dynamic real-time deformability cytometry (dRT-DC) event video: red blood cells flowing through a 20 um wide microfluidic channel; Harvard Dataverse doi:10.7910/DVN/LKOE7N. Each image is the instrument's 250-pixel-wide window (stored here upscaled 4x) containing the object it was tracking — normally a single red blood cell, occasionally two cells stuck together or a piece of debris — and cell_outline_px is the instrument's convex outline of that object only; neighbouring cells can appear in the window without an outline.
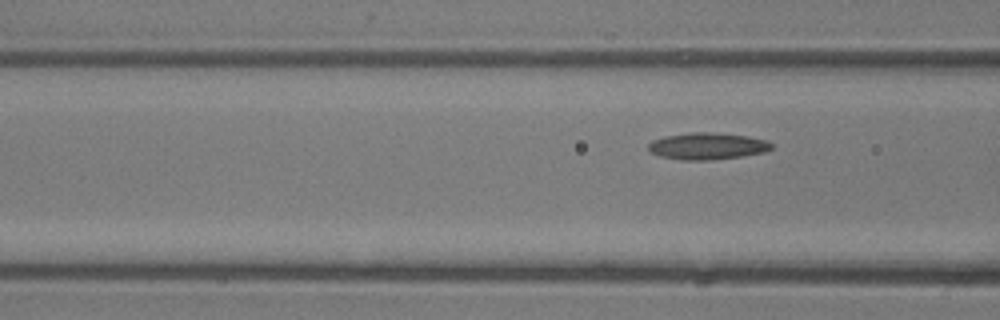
{"species": "common noctule bat (a hibernating species)", "species_latin": "Nyctalus noctula", "temperature_condition": "room temperature", "stored_images_in_passage": 4, "camera_frame_rate_fps": 3000, "um_per_image_px": 0.085, "animal": {"sex": "male", "body_mass_g": 13.3}, "frame": {"image": 1, "passage_image": 4, "time_ms": 3.667, "image_size_px": [1000, 320], "cell_outline_px": [[772, 148], [764, 152], [740, 156], [708, 160], [684, 160], [660, 156], [652, 152], [648, 148], [648, 144], [652, 140], [664, 136], [692, 132], [712, 132], [748, 136], [768, 140], [772, 144]], "centroid_in_image_um": [60.12, 12.41], "position_along_channel_um": 106.5, "area_um2": 19.13}}